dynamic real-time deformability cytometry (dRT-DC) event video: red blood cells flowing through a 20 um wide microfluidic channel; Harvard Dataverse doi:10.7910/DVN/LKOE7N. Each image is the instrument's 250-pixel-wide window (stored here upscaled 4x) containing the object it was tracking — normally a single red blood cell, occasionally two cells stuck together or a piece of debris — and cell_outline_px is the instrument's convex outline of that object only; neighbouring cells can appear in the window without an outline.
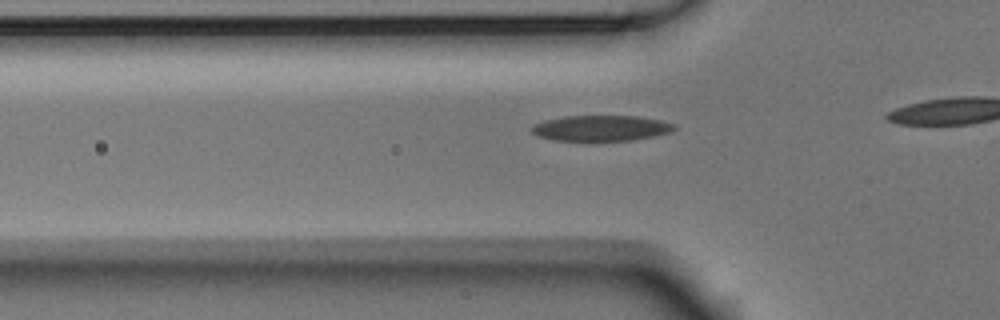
{"species": "Egyptian fruit bat (a non-hibernating species)", "species_latin": "Rousettus aegyptiacus", "temperature_condition": "room temperature", "stored_images_in_passage": 14, "camera_frame_rate_fps": 3000, "um_per_image_px": 0.085, "animal": {"sex": "male"}, "frame": {"image": 1, "passage_image": 5, "time_ms": 1.333, "image_size_px": [1000, 320], "cell_outline_px": [[676, 128], [668, 132], [652, 136], [632, 140], [552, 140], [540, 136], [532, 132], [528, 128], [532, 124], [544, 120], [564, 116], [636, 116], [660, 120], [676, 124]], "centroid_in_image_um": [51.03, 10.88], "position_along_channel_um": 74.8, "area_um2": 21.15}}
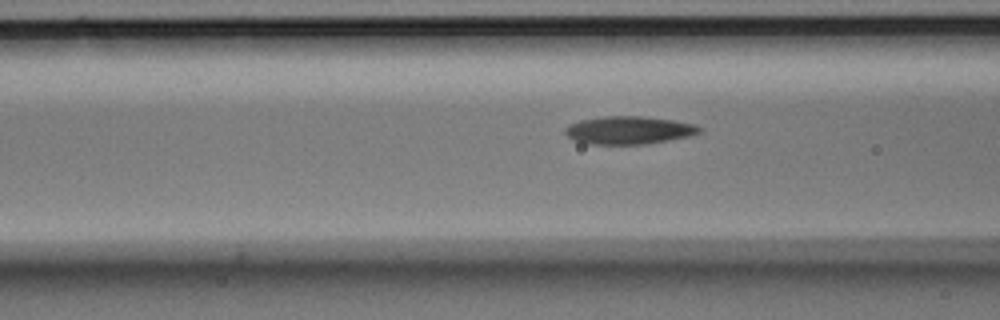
{"frame": {"image": 2, "passage_image": 8, "time_ms": 2.333, "image_size_px": [1000, 320], "cell_outline_px": [[704, 128], [700, 132], [688, 136], [668, 140], [644, 144], [588, 144], [576, 140], [568, 136], [564, 132], [568, 124], [580, 120], [604, 116], [640, 116], [672, 120], [696, 124]], "centroid_in_image_um": [53.46, 11.06], "position_along_channel_um": 113.1, "area_um2": 21.73}}
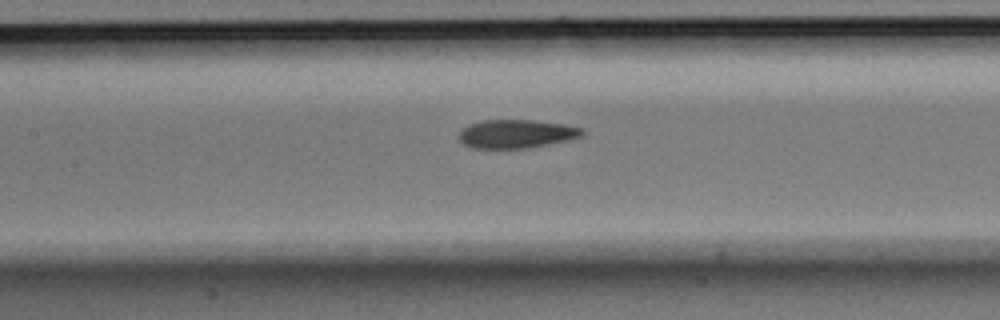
{"frame": {"image": 3, "passage_image": 12, "time_ms": 3.667, "image_size_px": [1000, 320], "cell_outline_px": [[584, 136], [568, 140], [528, 148], [472, 148], [464, 144], [460, 140], [460, 128], [468, 124], [484, 120], [532, 120], [564, 124], [584, 128]], "centroid_in_image_um": [43.9, 11.37], "position_along_channel_um": 163.5, "area_um2": 20.58}}